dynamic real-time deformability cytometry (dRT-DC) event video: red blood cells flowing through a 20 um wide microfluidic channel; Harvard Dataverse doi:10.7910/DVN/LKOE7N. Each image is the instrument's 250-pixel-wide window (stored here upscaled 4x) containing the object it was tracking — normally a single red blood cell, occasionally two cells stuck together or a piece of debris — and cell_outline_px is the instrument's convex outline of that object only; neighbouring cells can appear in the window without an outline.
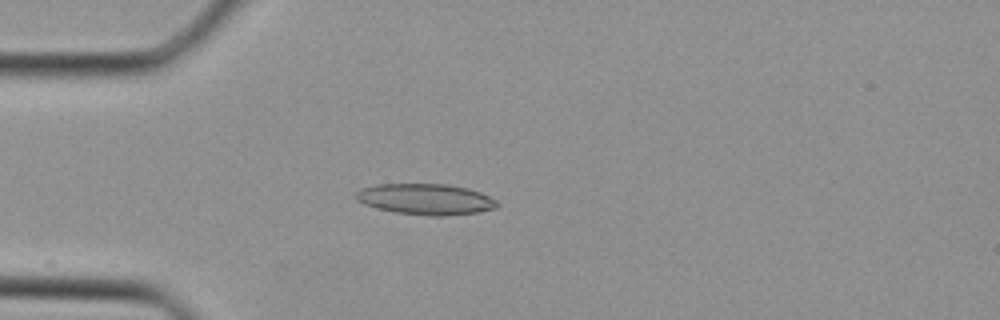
{"species": "Egyptian fruit bat (a non-hibernating species)", "species_latin": "Rousettus aegyptiacus", "temperature_condition": "cold", "stored_images_in_passage": 14, "camera_frame_rate_fps": 3000, "um_per_image_px": 0.085, "animal": {"sex": "female"}, "frame": {"image": 1, "passage_image": 2, "time_ms": 0.333, "image_size_px": [1000, 320], "cell_outline_px": [[500, 204], [496, 208], [480, 212], [444, 216], [432, 216], [396, 212], [376, 208], [364, 204], [356, 200], [356, 192], [360, 188], [376, 184], [448, 184], [468, 188], [480, 192], [496, 200]], "centroid_in_image_um": [36.19, 16.93], "position_along_channel_um": 48.8, "area_um2": 25.61}}
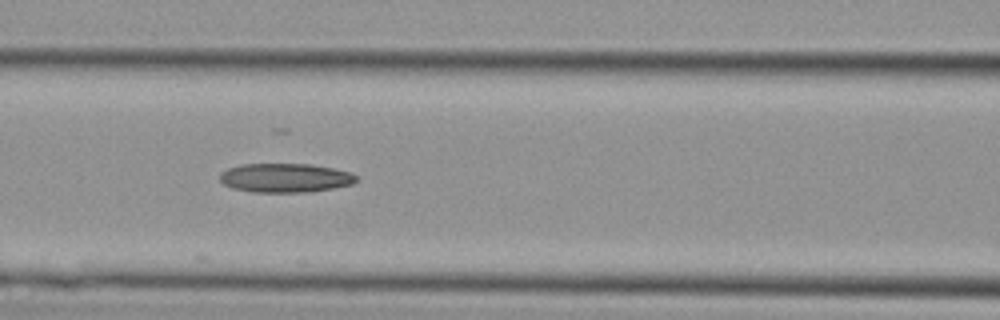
{"frame": {"image": 2, "passage_image": 8, "time_ms": 2.333, "image_size_px": [1000, 320], "cell_outline_px": [[360, 180], [352, 184], [332, 188], [304, 192], [256, 192], [232, 188], [224, 184], [220, 180], [220, 172], [228, 168], [240, 164], [312, 164], [352, 172]], "centroid_in_image_um": [24.25, 15.11], "position_along_channel_um": 142.3, "area_um2": 23.12}}
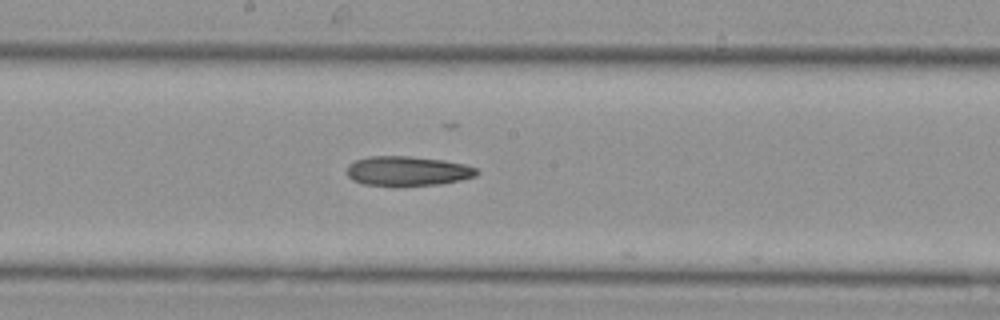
{"frame": {"image": 3, "passage_image": 12, "time_ms": 3.667, "image_size_px": [1000, 320], "cell_outline_px": [[480, 172], [476, 176], [460, 180], [440, 184], [364, 184], [352, 180], [348, 176], [348, 164], [356, 160], [368, 156], [412, 156], [444, 160], [464, 164], [476, 168]], "centroid_in_image_um": [34.67, 14.5], "position_along_channel_um": 213.5, "area_um2": 21.96}}